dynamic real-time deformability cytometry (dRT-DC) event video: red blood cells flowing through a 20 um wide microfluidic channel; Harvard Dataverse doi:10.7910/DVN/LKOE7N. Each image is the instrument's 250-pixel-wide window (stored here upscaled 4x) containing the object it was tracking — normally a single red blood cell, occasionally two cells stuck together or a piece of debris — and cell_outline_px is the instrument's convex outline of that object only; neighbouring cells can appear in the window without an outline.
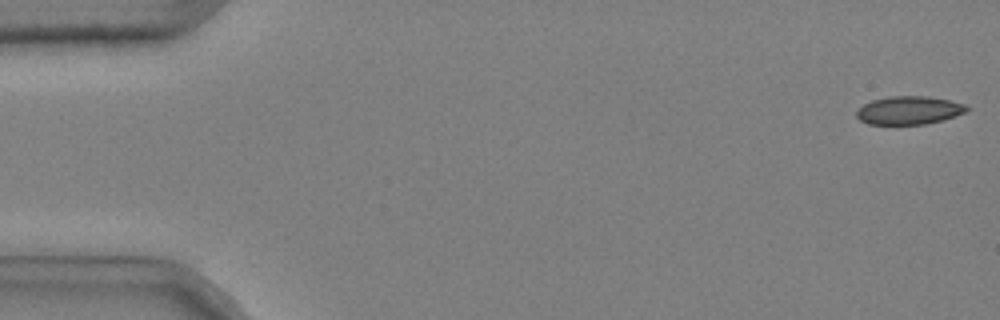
{"species": "common noctule bat (a hibernating species)", "species_latin": "Nyctalus noctula", "temperature_condition": "cold", "stored_images_in_passage": 49, "camera_frame_rate_fps": 3000, "um_per_image_px": 0.085, "animal": {"sex": "male", "body_mass_g": 20.4}, "frame": {"image": 1, "passage_image": 1, "time_ms": 0.0, "image_size_px": [1000, 320], "cell_outline_px": [[968, 108], [964, 112], [944, 120], [924, 124], [868, 124], [860, 120], [856, 116], [856, 112], [864, 104], [872, 100], [888, 96], [928, 96], [948, 100], [964, 104]], "centroid_in_image_um": [77.24, 9.37], "position_along_channel_um": 7.8, "area_um2": 17.98}}
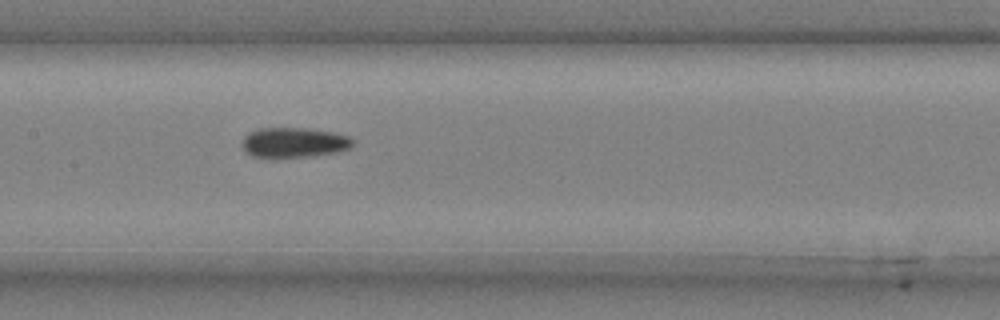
{"frame": {"image": 2, "passage_image": 26, "time_ms": 8.333, "image_size_px": [1000, 320], "cell_outline_px": [[352, 144], [348, 148], [336, 152], [312, 156], [276, 160], [252, 156], [244, 152], [244, 136], [248, 132], [260, 128], [304, 128], [332, 132], [348, 136], [352, 140]], "centroid_in_image_um": [24.92, 12.15], "position_along_channel_um": 182.5, "area_um2": 19.71}}
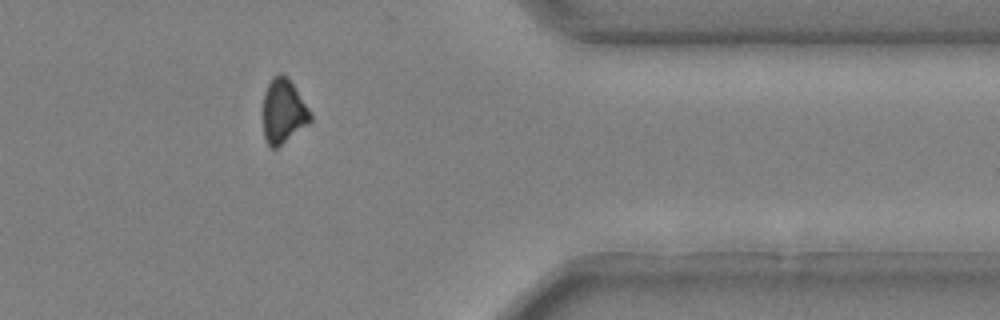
{"frame": {"image": 3, "passage_image": 44, "time_ms": 14.333, "image_size_px": [1000, 320], "cell_outline_px": [[312, 120], [308, 124], [276, 148], [272, 148], [264, 140], [264, 92], [272, 76], [280, 72], [292, 84], [312, 112]], "centroid_in_image_um": [24.09, 9.46], "position_along_channel_um": 387.3, "area_um2": 17.51}}